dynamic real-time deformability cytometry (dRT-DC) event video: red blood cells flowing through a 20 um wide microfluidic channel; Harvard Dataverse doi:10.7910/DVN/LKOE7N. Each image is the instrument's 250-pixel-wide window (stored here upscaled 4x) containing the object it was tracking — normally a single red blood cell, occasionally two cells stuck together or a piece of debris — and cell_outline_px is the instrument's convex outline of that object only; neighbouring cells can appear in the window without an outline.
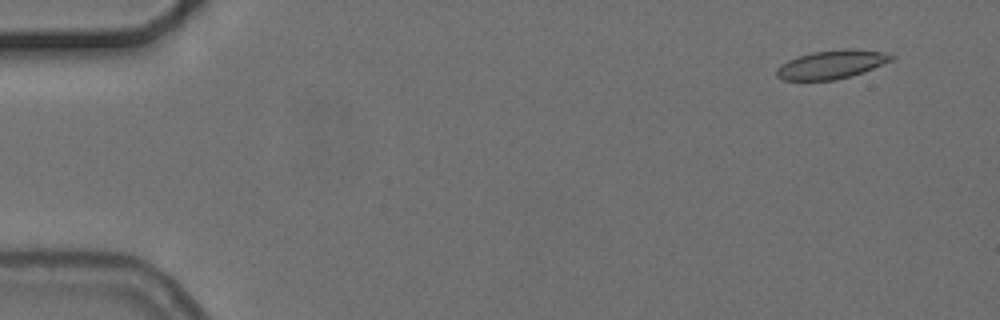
{"species": "common noctule bat (a hibernating species)", "species_latin": "Nyctalus noctula", "temperature_condition": "cold", "stored_images_in_passage": 7, "camera_frame_rate_fps": 3000, "um_per_image_px": 0.085, "animal": {"sex": "female", "body_mass_g": 24.6, "forearm_length_mm": 56.2}, "frame": {"image": 1, "passage_image": 1, "time_ms": 0.0, "image_size_px": [1000, 320], "cell_outline_px": [[896, 56], [892, 60], [864, 72], [852, 76], [836, 80], [784, 80], [776, 76], [776, 68], [780, 64], [796, 56], [812, 52], [848, 48], [852, 48], [892, 52]], "centroid_in_image_um": [70.73, 5.46], "position_along_channel_um": 14.3, "area_um2": 19.54}}
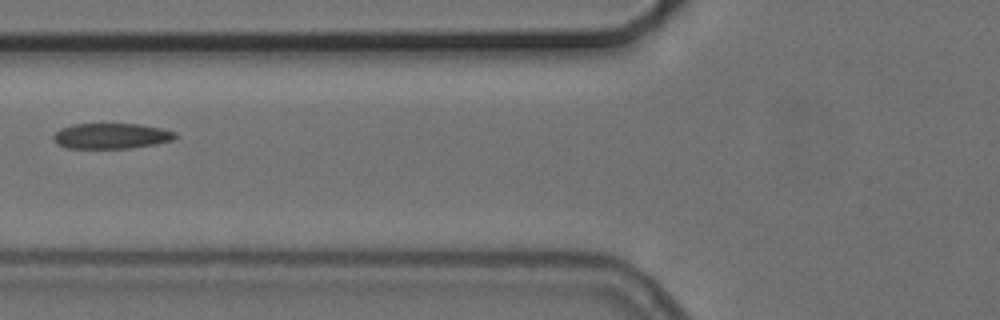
{"frame": {"image": 2, "passage_image": 6, "time_ms": 6.0, "image_size_px": [1000, 320], "cell_outline_px": [[176, 136], [172, 140], [156, 144], [132, 148], [64, 148], [56, 144], [52, 136], [60, 128], [72, 124], [140, 124], [160, 128], [176, 132]], "centroid_in_image_um": [9.42, 11.56], "position_along_channel_um": 116.4, "area_um2": 18.21}}
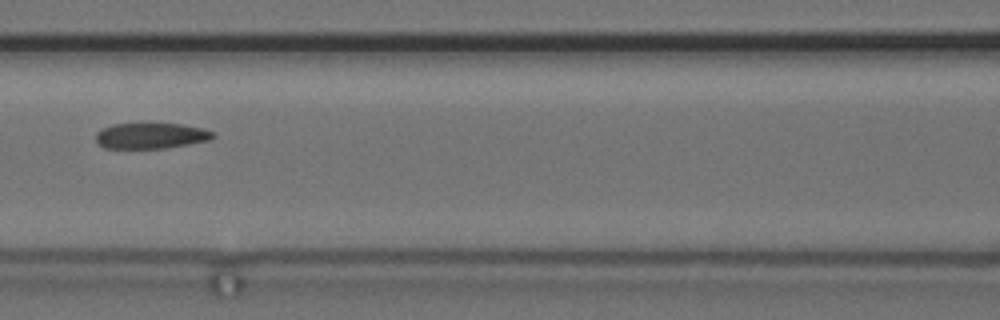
{"frame": {"image": 3, "passage_image": 7, "time_ms": 7.0, "image_size_px": [1000, 320], "cell_outline_px": [[216, 136], [208, 140], [188, 144], [164, 148], [104, 148], [96, 144], [96, 132], [100, 128], [112, 124], [140, 120], [144, 120], [180, 124], [204, 128], [216, 132]], "centroid_in_image_um": [12.78, 11.47], "position_along_channel_um": 153.8, "area_um2": 18.73}}